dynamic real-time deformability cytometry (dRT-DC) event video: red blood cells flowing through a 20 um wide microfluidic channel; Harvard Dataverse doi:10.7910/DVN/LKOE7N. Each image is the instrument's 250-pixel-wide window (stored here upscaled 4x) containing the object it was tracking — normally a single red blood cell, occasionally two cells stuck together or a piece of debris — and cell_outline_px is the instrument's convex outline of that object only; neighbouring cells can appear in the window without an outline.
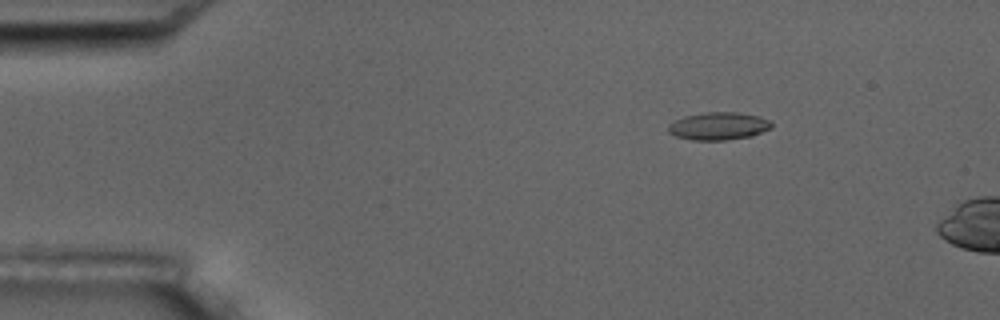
{"species": "common noctule bat (a hibernating species)", "species_latin": "Nyctalus noctula", "temperature_condition": "room temperature", "stored_images_in_passage": 5, "segment_of_instrument_passage": [2, 2], "camera_frame_rate_fps": 3000, "um_per_image_px": 0.085, "animal": {"sex": "male", "body_mass_g": 17.5, "forearm_length_mm": 52.3}, "frame": {"image": 1, "passage_image": 5, "time_ms": 6.333, "image_size_px": [1000, 320], "cell_outline_px": [[772, 128], [752, 136], [728, 140], [692, 140], [676, 136], [668, 132], [668, 124], [684, 116], [704, 112], [736, 112], [760, 116], [772, 120]], "centroid_in_image_um": [61.11, 10.71], "position_along_channel_um": 23.9, "area_um2": 16.88}}